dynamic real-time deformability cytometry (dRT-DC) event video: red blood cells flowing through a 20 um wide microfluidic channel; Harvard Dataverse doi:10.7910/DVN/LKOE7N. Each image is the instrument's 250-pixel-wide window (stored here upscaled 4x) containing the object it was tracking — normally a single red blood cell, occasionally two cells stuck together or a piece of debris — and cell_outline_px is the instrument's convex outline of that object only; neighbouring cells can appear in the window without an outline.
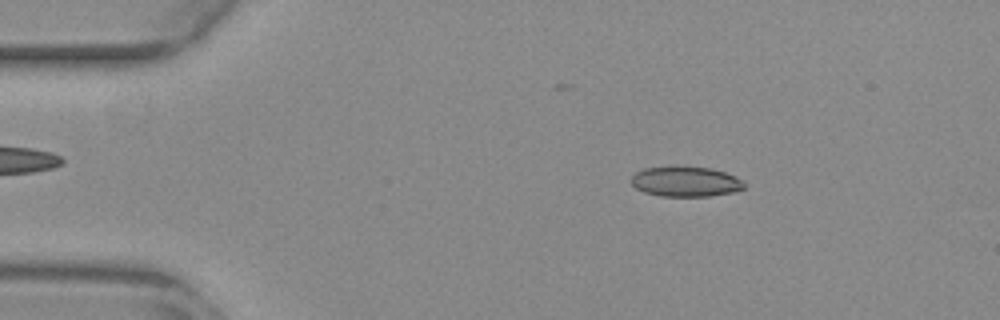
{"species": "common noctule bat (a hibernating species)", "species_latin": "Nyctalus noctula", "temperature_condition": "warm", "stored_images_in_passage": 55, "camera_frame_rate_fps": 3000, "um_per_image_px": 0.085, "animal": {"sex": "female", "body_mass_g": 29.2, "forearm_length_mm": 56.3}, "frame": {"image": 1, "passage_image": 10, "time_ms": 3.0, "image_size_px": [1000, 320], "cell_outline_px": [[744, 188], [736, 192], [712, 196], [660, 196], [644, 192], [636, 188], [632, 184], [632, 176], [636, 172], [644, 168], [712, 168], [724, 172], [740, 180], [744, 184]], "centroid_in_image_um": [58.28, 15.47], "position_along_channel_um": 26.7, "area_um2": 19.31}}
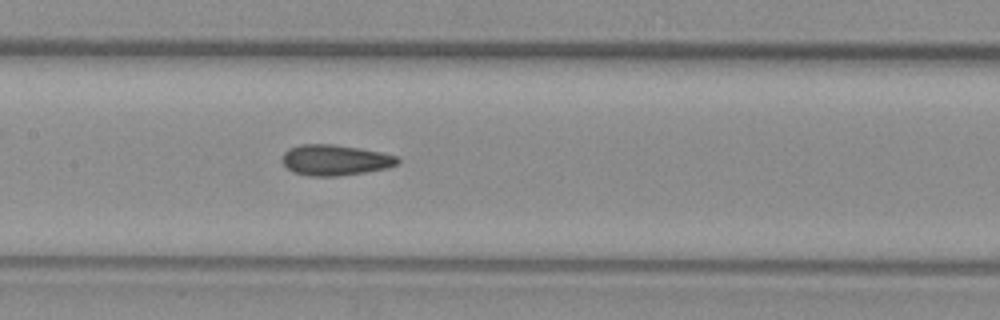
{"frame": {"image": 2, "passage_image": 27, "time_ms": 8.667, "image_size_px": [1000, 320], "cell_outline_px": [[400, 160], [396, 164], [384, 168], [364, 172], [340, 176], [308, 176], [292, 172], [280, 160], [284, 152], [288, 148], [300, 144], [332, 144], [360, 148], [380, 152], [396, 156]], "centroid_in_image_um": [28.41, 13.6], "position_along_channel_um": 179.0, "area_um2": 20.63}}
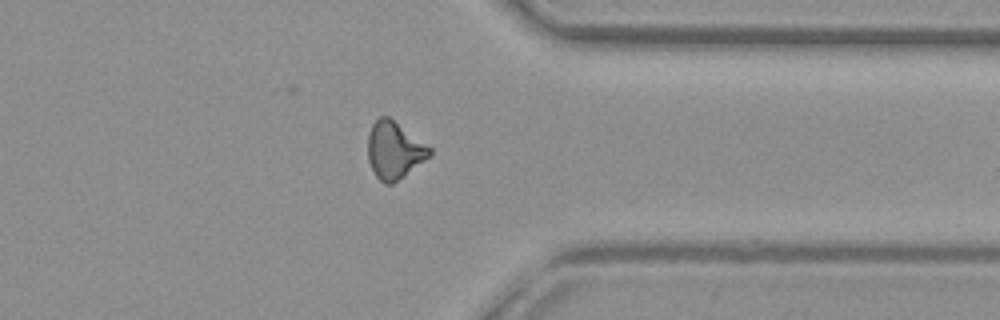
{"frame": {"image": 3, "passage_image": 43, "time_ms": 14.0, "image_size_px": [1000, 320], "cell_outline_px": [[432, 152], [424, 160], [392, 184], [384, 184], [376, 176], [368, 160], [368, 136], [372, 124], [380, 116], [388, 116], [432, 148]], "centroid_in_image_um": [33.49, 12.76], "position_along_channel_um": 377.9, "area_um2": 20.17}, "authors_computed_cell_mechanics": {"area_um2": 20.23, "velocity_mm_per_s": 3.861, "shape_relaxation_time_tau1_ms": null, "shape_relaxation_time_tau2_ms": 2.2221, "deformation_change_tau1": null, "deformation_change_tau2": 0.086}}